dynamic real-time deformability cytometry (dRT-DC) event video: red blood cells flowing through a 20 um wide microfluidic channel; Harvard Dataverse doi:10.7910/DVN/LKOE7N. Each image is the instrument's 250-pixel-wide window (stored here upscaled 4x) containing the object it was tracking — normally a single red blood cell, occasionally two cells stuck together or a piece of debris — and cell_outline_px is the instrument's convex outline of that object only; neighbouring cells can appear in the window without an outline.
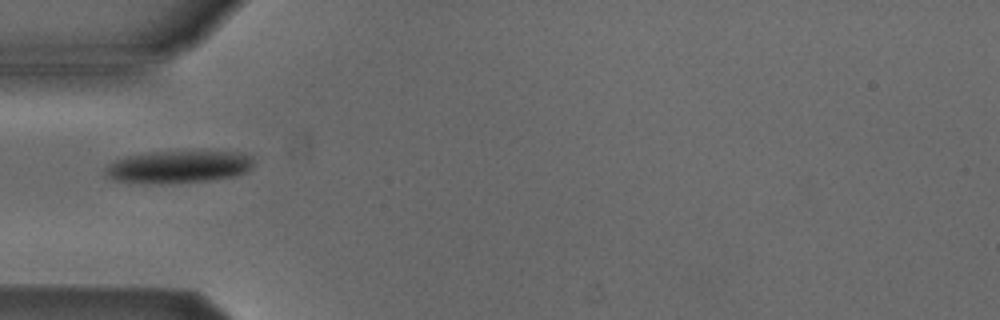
{"species": "Egyptian fruit bat (a non-hibernating species)", "species_latin": "Rousettus aegyptiacus", "temperature_condition": "cold", "stored_images_in_passage": 20, "camera_frame_rate_fps": 3000, "um_per_image_px": 0.085, "animal": {"sex": "male"}, "frame": {"image": 1, "passage_image": 1, "time_ms": 0.0, "image_size_px": [1000, 320], "cell_outline_px": [[252, 168], [236, 176], [212, 180], [180, 184], [148, 184], [108, 180], [104, 172], [104, 168], [108, 164], [116, 160], [128, 156], [148, 152], [240, 152], [252, 156]], "centroid_in_image_um": [15.11, 14.22], "position_along_channel_um": 69.9, "area_um2": 28.55}}
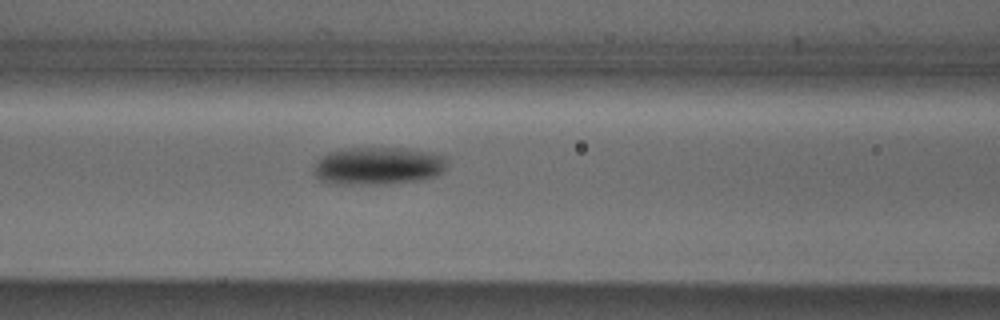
{"frame": {"image": 2, "passage_image": 6, "time_ms": 1.667, "image_size_px": [1000, 320], "cell_outline_px": [[448, 160], [444, 172], [436, 176], [416, 180], [380, 184], [340, 184], [320, 180], [316, 176], [316, 160], [320, 156], [328, 152], [348, 148], [408, 148], [448, 156]], "centroid_in_image_um": [32.18, 14.08], "position_along_channel_um": 134.4, "area_um2": 29.3}}
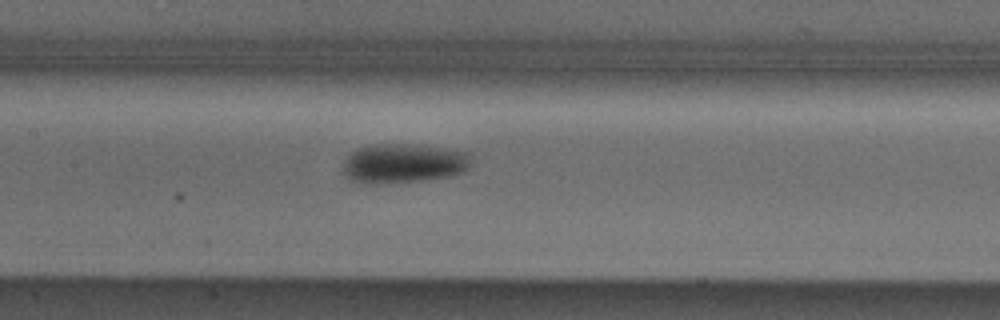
{"frame": {"image": 3, "passage_image": 9, "time_ms": 2.667, "image_size_px": [1000, 320], "cell_outline_px": [[472, 152], [468, 168], [464, 172], [448, 176], [424, 180], [380, 184], [364, 184], [352, 180], [344, 176], [344, 160], [352, 152], [360, 148], [380, 144], [408, 144], [444, 148]], "centroid_in_image_um": [34.31, 13.9], "position_along_channel_um": 173.1, "area_um2": 29.48}}